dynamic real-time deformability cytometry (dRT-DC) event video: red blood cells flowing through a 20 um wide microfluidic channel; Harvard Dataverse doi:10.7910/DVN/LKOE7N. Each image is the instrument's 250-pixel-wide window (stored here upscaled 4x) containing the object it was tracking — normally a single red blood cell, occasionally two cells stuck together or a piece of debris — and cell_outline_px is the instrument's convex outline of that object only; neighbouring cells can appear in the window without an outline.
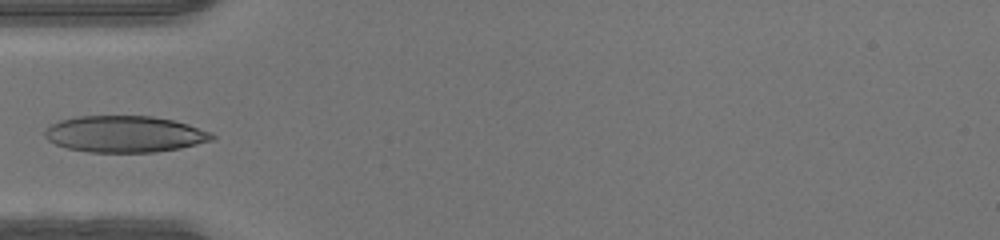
{"species": "human", "species_latin": "Homo sapiens", "temperature_condition": "warm", "stored_images_in_passage": 33, "camera_frame_rate_fps": 3000, "um_per_image_px": 0.085, "donor": {"sex": "male"}, "frame": {"image": 1, "passage_image": 1, "time_ms": 0.0, "image_size_px": [1000, 240], "cell_outline_px": [[216, 136], [212, 140], [180, 148], [156, 152], [88, 152], [68, 148], [56, 144], [48, 140], [44, 136], [44, 128], [60, 120], [76, 116], [152, 116], [172, 120], [188, 124], [212, 132]], "centroid_in_image_um": [10.59, 11.39], "position_along_channel_um": 74.4, "area_um2": 35.6}}
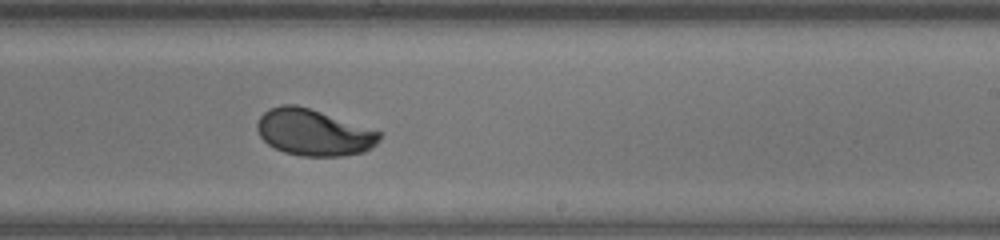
{"frame": {"image": 2, "passage_image": 14, "time_ms": 4.333, "image_size_px": [1000, 240], "cell_outline_px": [[384, 132], [380, 140], [372, 148], [364, 152], [344, 156], [300, 156], [284, 152], [268, 144], [260, 136], [256, 128], [256, 124], [260, 116], [268, 108], [280, 104], [296, 104]], "centroid_in_image_um": [26.68, 11.26], "position_along_channel_um": 262.3, "area_um2": 33.41}}
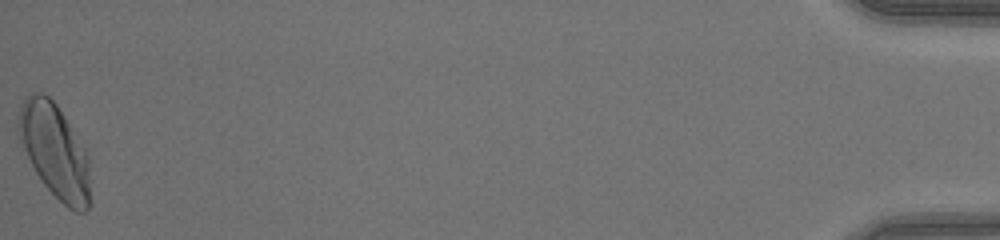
{"frame": {"image": 3, "passage_image": 33, "time_ms": 10.667, "image_size_px": [1000, 240], "cell_outline_px": [[92, 204], [84, 212], [76, 212], [68, 208], [44, 184], [36, 172], [24, 148], [20, 136], [20, 104], [32, 92], [40, 92], [48, 96], [56, 104], [88, 152]], "centroid_in_image_um": [4.74, 12.88], "position_along_channel_um": 430.5, "area_um2": 38.9}}